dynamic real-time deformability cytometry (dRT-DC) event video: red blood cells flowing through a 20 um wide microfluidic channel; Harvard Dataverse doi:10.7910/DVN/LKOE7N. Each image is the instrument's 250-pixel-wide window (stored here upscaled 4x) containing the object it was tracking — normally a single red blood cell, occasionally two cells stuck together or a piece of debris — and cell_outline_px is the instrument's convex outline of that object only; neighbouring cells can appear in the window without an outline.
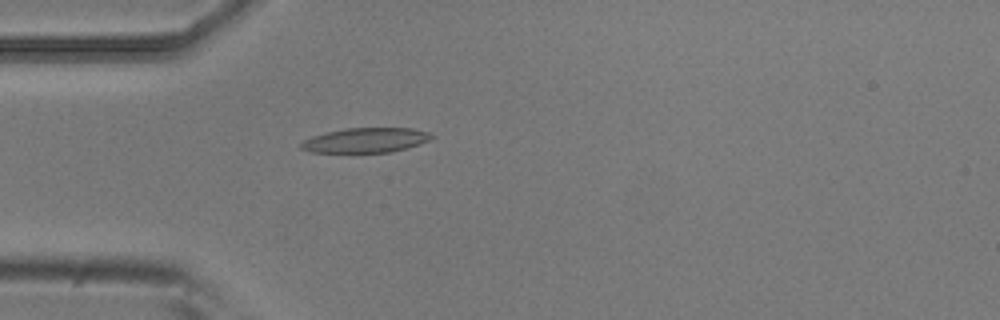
{"species": "common noctule bat (a hibernating species)", "species_latin": "Nyctalus noctula", "temperature_condition": "room temperature", "stored_images_in_passage": 4, "camera_frame_rate_fps": 3000, "um_per_image_px": 0.085, "animal": {"sex": "male", "body_mass_g": 20.5, "forearm_length_mm": 52.5}, "frame": {"image": 1, "passage_image": 4, "time_ms": 1.0, "image_size_px": [1000, 320], "cell_outline_px": [[436, 136], [428, 140], [404, 148], [388, 152], [312, 152], [300, 148], [300, 144], [304, 140], [312, 136], [344, 128], [412, 128], [428, 132]], "centroid_in_image_um": [31.06, 11.91], "position_along_channel_um": 53.9, "area_um2": 18.5}}